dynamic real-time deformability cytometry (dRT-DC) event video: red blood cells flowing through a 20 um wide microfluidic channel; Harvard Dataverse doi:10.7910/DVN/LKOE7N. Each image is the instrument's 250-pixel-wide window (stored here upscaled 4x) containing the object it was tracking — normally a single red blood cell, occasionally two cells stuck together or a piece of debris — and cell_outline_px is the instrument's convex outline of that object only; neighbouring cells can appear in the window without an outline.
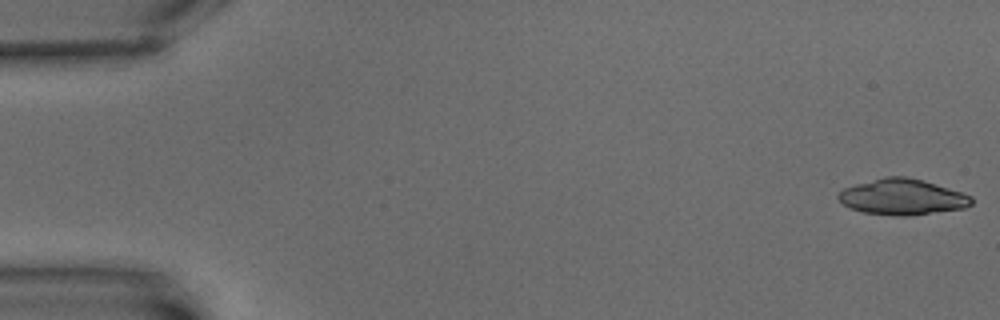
{"species": "common noctule bat (a hibernating species)", "species_latin": "Nyctalus noctula", "temperature_condition": "warm", "stored_images_in_passage": 4, "camera_frame_rate_fps": 3000, "um_per_image_px": 0.085, "animal": {"sex": "male", "body_mass_g": 15.6}, "frame": {"image": 1, "passage_image": 1, "time_ms": 0.0, "image_size_px": [1000, 320], "cell_outline_px": [[972, 204], [964, 208], [904, 216], [900, 216], [864, 212], [848, 208], [836, 196], [844, 188], [856, 184], [884, 176], [904, 176], [924, 180], [972, 196]], "centroid_in_image_um": [76.68, 16.73], "position_along_channel_um": 8.3, "area_um2": 27.51}}